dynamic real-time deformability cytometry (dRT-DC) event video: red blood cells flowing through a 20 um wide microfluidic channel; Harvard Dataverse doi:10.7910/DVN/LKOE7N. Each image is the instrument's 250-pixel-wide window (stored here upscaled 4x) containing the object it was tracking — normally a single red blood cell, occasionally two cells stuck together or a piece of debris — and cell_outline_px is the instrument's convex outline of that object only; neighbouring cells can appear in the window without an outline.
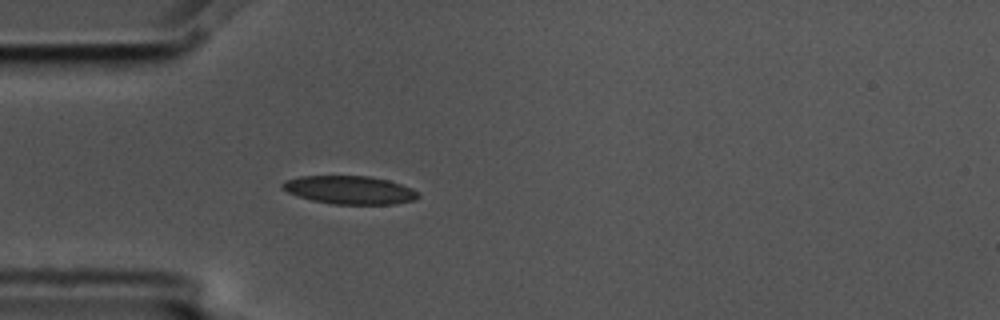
{"species": "common noctule bat (a hibernating species)", "species_latin": "Nyctalus noctula", "temperature_condition": "cold", "stored_images_in_passage": 5, "camera_frame_rate_fps": 3000, "um_per_image_px": 0.085, "animal": {"sex": "male", "body_mass_g": 17.5, "forearm_length_mm": 52.3}, "frame": {"image": 1, "passage_image": 5, "time_ms": 1.333, "image_size_px": [1000, 320], "cell_outline_px": [[420, 196], [412, 200], [396, 204], [332, 204], [312, 200], [288, 192], [280, 188], [280, 184], [284, 180], [300, 176], [368, 176], [388, 180], [412, 188], [420, 192]], "centroid_in_image_um": [29.71, 16.14], "position_along_channel_um": 55.3, "area_um2": 22.37}}